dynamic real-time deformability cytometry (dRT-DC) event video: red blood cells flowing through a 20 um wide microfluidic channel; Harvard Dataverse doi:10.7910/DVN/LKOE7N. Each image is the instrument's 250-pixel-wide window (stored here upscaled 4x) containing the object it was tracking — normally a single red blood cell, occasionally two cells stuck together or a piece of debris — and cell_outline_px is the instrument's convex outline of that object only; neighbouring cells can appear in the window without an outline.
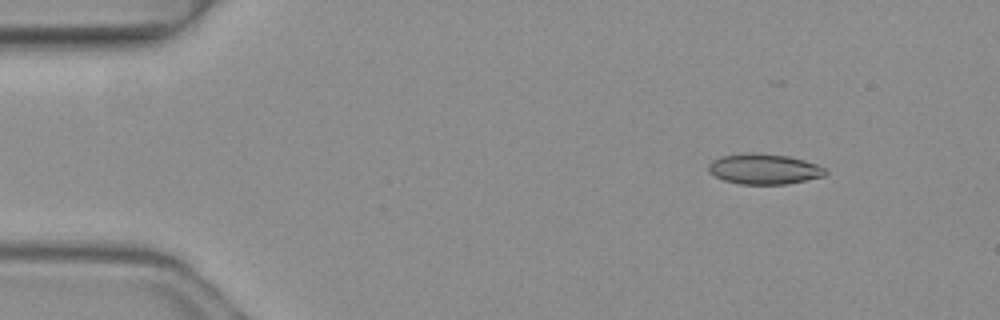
{"species": "common noctule bat (a hibernating species)", "species_latin": "Nyctalus noctula", "temperature_condition": "warm", "stored_images_in_passage": 3, "camera_frame_rate_fps": 3000, "um_per_image_px": 0.085, "animal": {"sex": "female", "body_mass_g": 19.3, "forearm_length_mm": 54.1}, "frame": {"image": 1, "passage_image": 1, "time_ms": 0.0, "image_size_px": [1000, 320], "cell_outline_px": [[828, 172], [824, 176], [788, 184], [740, 184], [724, 180], [708, 172], [708, 164], [712, 160], [720, 156], [748, 152], [788, 156], [804, 160], [816, 164], [824, 168]], "centroid_in_image_um": [64.92, 14.36], "position_along_channel_um": 20.1, "area_um2": 20.75}}